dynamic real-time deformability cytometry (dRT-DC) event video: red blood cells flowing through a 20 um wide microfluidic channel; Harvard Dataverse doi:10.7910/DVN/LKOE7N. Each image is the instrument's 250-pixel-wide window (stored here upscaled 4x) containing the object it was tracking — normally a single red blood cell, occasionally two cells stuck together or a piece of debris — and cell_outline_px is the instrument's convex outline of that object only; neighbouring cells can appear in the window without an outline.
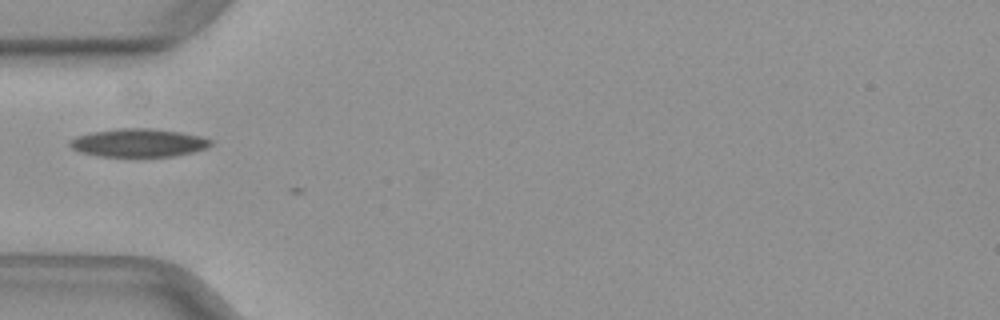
{"species": "common noctule bat (a hibernating species)", "species_latin": "Nyctalus noctula", "temperature_condition": "warm", "stored_images_in_passage": 5, "camera_frame_rate_fps": 3000, "um_per_image_px": 0.085, "animal": {"sex": "female", "body_mass_g": 29.2, "forearm_length_mm": 56.3}, "frame": {"image": 1, "passage_image": 1, "time_ms": 0.0, "image_size_px": [1000, 320], "cell_outline_px": [[212, 144], [208, 148], [192, 152], [172, 156], [100, 156], [80, 152], [72, 148], [68, 144], [68, 140], [76, 136], [92, 132], [116, 128], [152, 128], [180, 132], [200, 136], [212, 140]], "centroid_in_image_um": [11.76, 12.13], "position_along_channel_um": 73.2, "area_um2": 23.18}}